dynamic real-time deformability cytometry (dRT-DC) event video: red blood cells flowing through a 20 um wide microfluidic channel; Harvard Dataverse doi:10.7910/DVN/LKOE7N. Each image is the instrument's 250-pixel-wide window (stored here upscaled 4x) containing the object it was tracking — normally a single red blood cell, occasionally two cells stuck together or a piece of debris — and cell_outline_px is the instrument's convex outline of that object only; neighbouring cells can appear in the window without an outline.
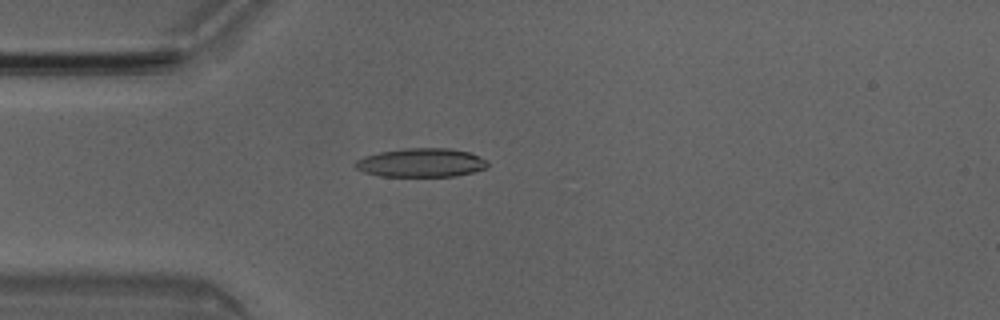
{"species": "Egyptian fruit bat (a non-hibernating species)", "species_latin": "Rousettus aegyptiacus", "temperature_condition": "room temperature", "stored_images_in_passage": 42, "camera_frame_rate_fps": 3000, "um_per_image_px": 0.085, "animal": {"sex": "male"}, "frame": {"image": 1, "passage_image": 13, "time_ms": 4.0, "image_size_px": [1000, 320], "cell_outline_px": [[488, 164], [484, 168], [472, 172], [456, 176], [380, 176], [364, 172], [356, 168], [352, 164], [356, 160], [364, 156], [380, 152], [404, 148], [448, 148], [468, 152], [488, 160]], "centroid_in_image_um": [35.77, 13.82], "position_along_channel_um": 49.2, "area_um2": 22.14}}
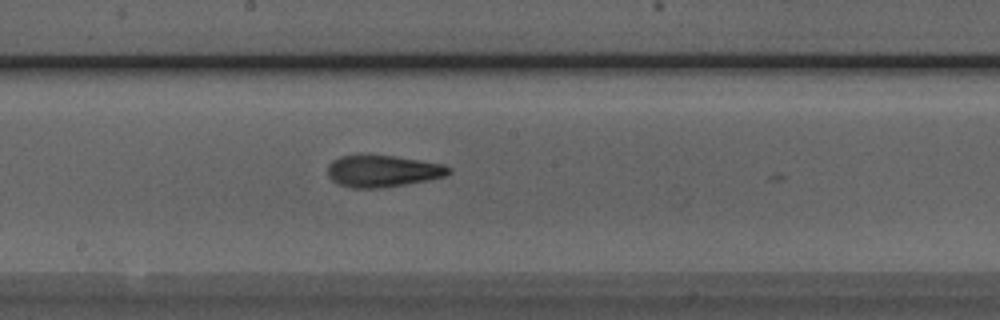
{"frame": {"image": 2, "passage_image": 26, "time_ms": 8.333, "image_size_px": [1000, 320], "cell_outline_px": [[452, 172], [444, 176], [428, 180], [380, 188], [352, 188], [336, 184], [328, 176], [328, 164], [332, 160], [340, 156], [396, 156], [444, 164], [452, 168]], "centroid_in_image_um": [32.53, 14.55], "position_along_channel_um": 215.7, "area_um2": 22.37}}
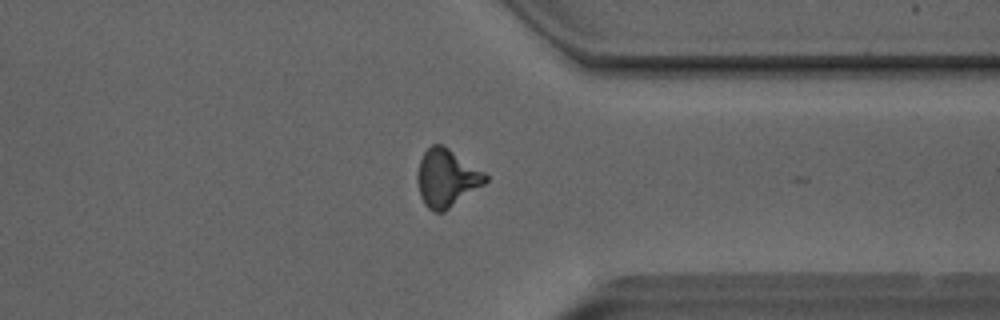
{"frame": {"image": 3, "passage_image": 38, "time_ms": 12.333, "image_size_px": [1000, 320], "cell_outline_px": [[488, 180], [484, 184], [444, 212], [432, 212], [424, 204], [420, 196], [416, 180], [416, 176], [420, 160], [424, 152], [432, 144], [440, 144], [448, 148], [484, 172], [488, 176]], "centroid_in_image_um": [37.93, 15.15], "position_along_channel_um": 373.5, "area_um2": 22.77}, "authors_computed_cell_mechanics": {"area_um2": 22.1085, "velocity_mm_per_s": 4.0676, "shape_relaxation_time_tau1_ms": 4.5411, "shape_relaxation_time_tau2_ms": 2.5685, "deformation_change_tau1": 0.2065, "deformation_change_tau2": 0.128}}